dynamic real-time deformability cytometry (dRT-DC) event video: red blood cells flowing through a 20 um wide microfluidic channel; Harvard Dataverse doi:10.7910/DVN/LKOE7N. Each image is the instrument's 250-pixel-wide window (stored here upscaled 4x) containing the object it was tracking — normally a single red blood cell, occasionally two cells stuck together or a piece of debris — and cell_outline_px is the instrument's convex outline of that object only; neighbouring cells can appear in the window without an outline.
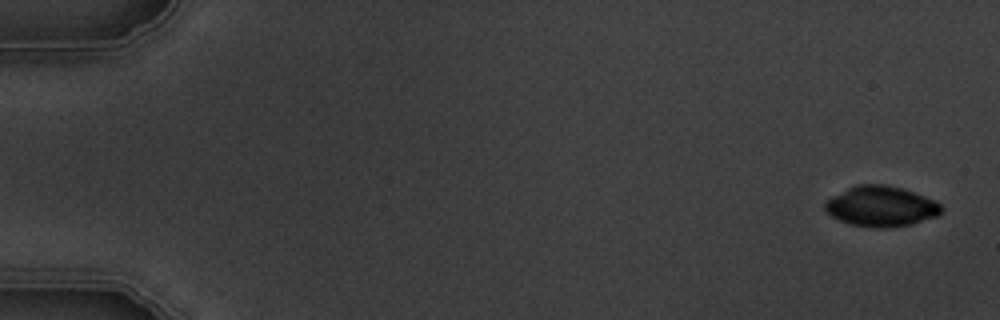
{"species": "common noctule bat (a hibernating species)", "species_latin": "Nyctalus noctula", "temperature_condition": "warm", "stored_images_in_passage": 5, "camera_frame_rate_fps": 3000, "um_per_image_px": 0.085, "animal": {"sex": "male", "body_mass_g": 19.5, "forearm_length_mm": 54.6}, "frame": {"image": 1, "passage_image": 1, "time_ms": 0.0, "image_size_px": [1000, 320], "cell_outline_px": [[944, 208], [936, 216], [912, 224], [888, 228], [872, 228], [848, 224], [832, 216], [824, 208], [824, 204], [832, 196], [856, 184], [884, 184], [900, 188], [936, 200]], "centroid_in_image_um": [74.89, 17.55], "position_along_channel_um": 10.1, "area_um2": 27.34}}
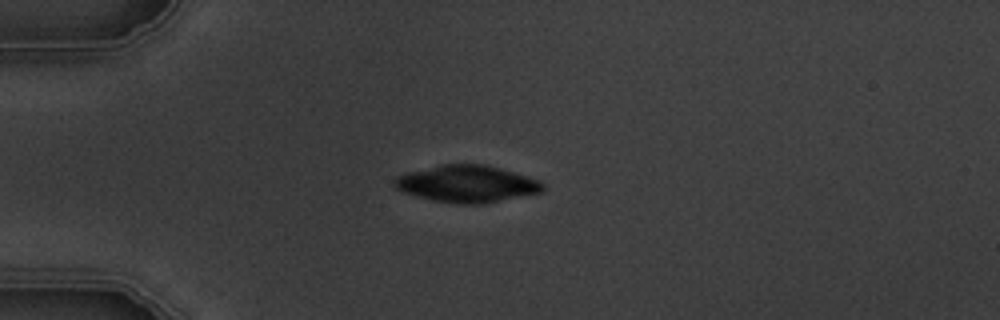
{"frame": {"image": 2, "passage_image": 4, "time_ms": 4.333, "image_size_px": [1000, 320], "cell_outline_px": [[544, 192], [480, 204], [464, 204], [432, 200], [416, 196], [404, 192], [396, 188], [392, 184], [396, 176], [408, 172], [440, 164], [484, 164], [500, 168], [528, 176], [540, 180], [544, 184]], "centroid_in_image_um": [39.7, 15.62], "position_along_channel_um": 45.3, "area_um2": 31.96}}